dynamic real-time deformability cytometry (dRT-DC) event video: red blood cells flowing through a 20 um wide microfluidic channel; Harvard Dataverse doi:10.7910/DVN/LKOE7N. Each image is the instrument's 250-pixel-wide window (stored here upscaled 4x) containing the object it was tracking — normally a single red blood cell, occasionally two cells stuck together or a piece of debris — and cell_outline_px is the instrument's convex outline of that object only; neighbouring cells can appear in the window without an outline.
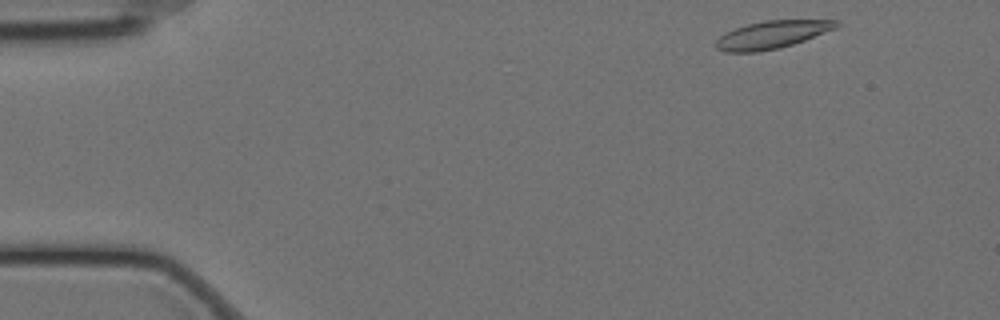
{"species": "Egyptian fruit bat (a non-hibernating species)", "species_latin": "Rousettus aegyptiacus", "temperature_condition": "cold", "stored_images_in_passage": 6, "camera_frame_rate_fps": 3000, "um_per_image_px": 0.085, "animal": {"sex": "female"}, "frame": {"image": 1, "passage_image": 1, "time_ms": 0.0, "image_size_px": [1000, 320], "cell_outline_px": [[840, 24], [836, 28], [804, 40], [780, 48], [760, 52], [724, 52], [716, 48], [716, 40], [720, 36], [736, 28], [748, 24], [764, 20], [840, 20]], "centroid_in_image_um": [65.63, 2.95], "position_along_channel_um": 19.4, "area_um2": 19.31}}